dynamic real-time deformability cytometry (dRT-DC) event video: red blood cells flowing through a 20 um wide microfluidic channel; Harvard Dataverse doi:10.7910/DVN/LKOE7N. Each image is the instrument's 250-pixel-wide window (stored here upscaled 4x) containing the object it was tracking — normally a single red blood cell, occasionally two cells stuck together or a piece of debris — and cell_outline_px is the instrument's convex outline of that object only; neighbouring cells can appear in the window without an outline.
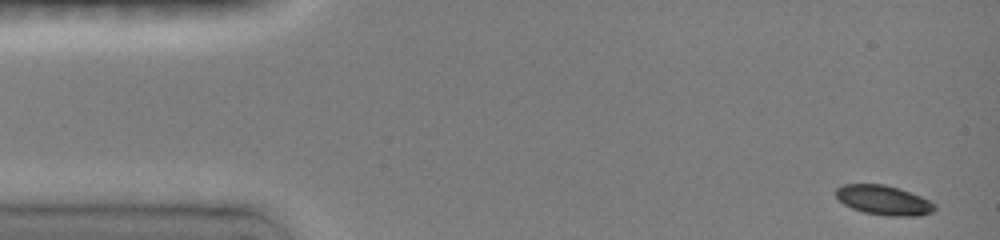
{"species": "common noctule bat (a hibernating species)", "species_latin": "Nyctalus noctula", "temperature_condition": "room temperature", "stored_images_in_passage": 46, "camera_frame_rate_fps": 3000, "um_per_image_px": 0.085, "animal": {"sex": "female", "body_mass_g": 19.0, "forearm_length_mm": 51.5}, "frame": {"image": 1, "passage_image": 1, "time_ms": 0.0, "image_size_px": [1000, 240], "cell_outline_px": [[936, 208], [932, 212], [920, 216], [888, 216], [864, 212], [852, 208], [844, 204], [836, 196], [836, 188], [844, 184], [884, 184], [900, 188], [920, 196], [936, 204]], "centroid_in_image_um": [75.13, 17.01], "position_along_channel_um": 9.9, "area_um2": 17.05}}
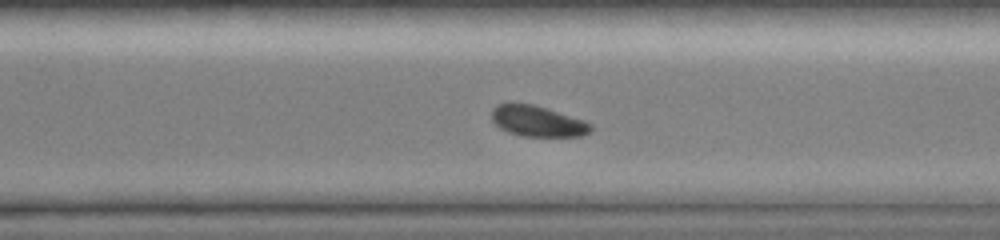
{"frame": {"image": 2, "passage_image": 33, "time_ms": 10.667, "image_size_px": [1000, 240], "cell_outline_px": [[592, 128], [588, 132], [580, 136], [524, 136], [508, 132], [500, 128], [492, 120], [492, 108], [500, 104], [532, 104], [584, 120], [592, 124]], "centroid_in_image_um": [45.69, 10.31], "position_along_channel_um": 324.9, "area_um2": 17.4}}
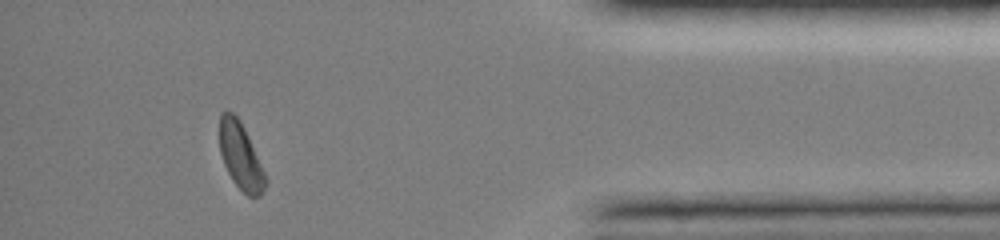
{"frame": {"image": 3, "passage_image": 42, "time_ms": 13.667, "image_size_px": [1000, 240], "cell_outline_px": [[268, 180], [260, 196], [248, 196], [232, 180], [224, 164], [220, 152], [220, 112], [232, 112], [240, 120], [248, 136]], "centroid_in_image_um": [20.45, 13.27], "position_along_channel_um": 414.7, "area_um2": 17.46}, "authors_computed_cell_mechanics": {"area_um2": 18.0625, "velocity_mm_per_s": 3.9938, "shape_relaxation_time_tau1_ms": 2.136, "shape_relaxation_time_tau2_ms": null, "deformation_change_tau1": 0.0786, "deformation_change_tau2": null}}